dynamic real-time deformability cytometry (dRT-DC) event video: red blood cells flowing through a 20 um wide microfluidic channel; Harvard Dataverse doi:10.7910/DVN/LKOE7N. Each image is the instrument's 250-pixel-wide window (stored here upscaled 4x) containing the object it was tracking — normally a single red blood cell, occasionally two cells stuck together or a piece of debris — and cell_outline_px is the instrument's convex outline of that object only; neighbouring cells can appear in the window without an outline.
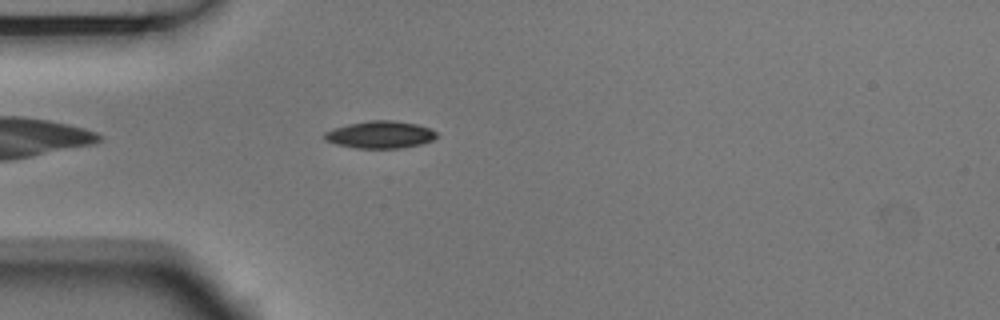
{"species": "Egyptian fruit bat (a non-hibernating species)", "species_latin": "Rousettus aegyptiacus", "temperature_condition": "room temperature", "stored_images_in_passage": 1, "camera_frame_rate_fps": 3000, "um_per_image_px": 0.085, "animal": {"sex": "male"}, "frame": {"image": 1, "passage_image": 1, "time_ms": 0.0, "image_size_px": [1000, 320], "cell_outline_px": [[440, 136], [432, 140], [420, 144], [404, 148], [356, 148], [336, 144], [324, 140], [324, 132], [348, 124], [372, 120], [392, 120], [416, 124], [428, 128], [436, 132]], "centroid_in_image_um": [32.33, 11.45], "position_along_channel_um": 52.7, "area_um2": 17.74}}